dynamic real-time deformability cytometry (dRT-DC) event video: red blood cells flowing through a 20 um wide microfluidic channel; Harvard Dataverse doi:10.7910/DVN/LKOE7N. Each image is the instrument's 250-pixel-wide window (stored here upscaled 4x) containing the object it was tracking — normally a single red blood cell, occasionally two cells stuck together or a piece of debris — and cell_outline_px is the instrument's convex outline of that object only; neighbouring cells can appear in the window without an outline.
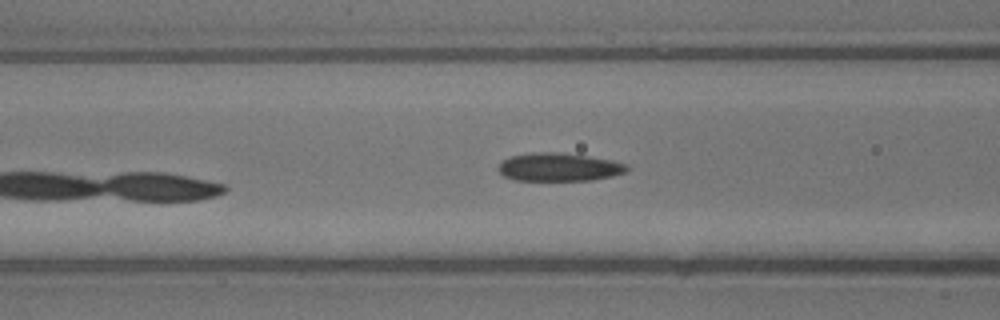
{"species": "common noctule bat (a hibernating species)", "species_latin": "Nyctalus noctula", "temperature_condition": "warm", "stored_images_in_passage": 8, "camera_frame_rate_fps": 3000, "um_per_image_px": 0.085, "animal": {"sex": "male", "body_mass_g": 13.3}, "frame": {"image": 1, "passage_image": 8, "time_ms": 2.333, "image_size_px": [1000, 320], "cell_outline_px": [[628, 168], [624, 172], [612, 176], [592, 180], [516, 180], [504, 176], [496, 168], [508, 156], [532, 152], [560, 152], [588, 156], [612, 160], [628, 164]], "centroid_in_image_um": [47.49, 14.19], "position_along_channel_um": 119.1, "area_um2": 21.15}}